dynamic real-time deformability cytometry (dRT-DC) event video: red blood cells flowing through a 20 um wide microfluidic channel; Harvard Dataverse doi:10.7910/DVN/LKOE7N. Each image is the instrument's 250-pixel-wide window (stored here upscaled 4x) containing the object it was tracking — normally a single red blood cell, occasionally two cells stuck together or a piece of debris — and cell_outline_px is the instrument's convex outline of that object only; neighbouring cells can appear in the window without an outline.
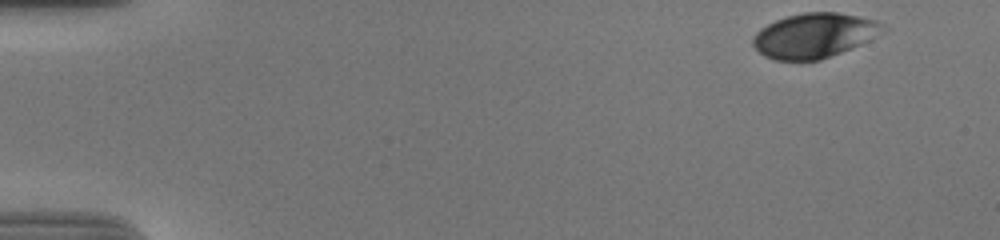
{"species": "human", "species_latin": "Homo sapiens", "temperature_condition": "cold", "stored_images_in_passage": 45, "camera_frame_rate_fps": 3000, "um_per_image_px": 0.085, "donor": {"sex": "male"}, "frame": {"image": 1, "passage_image": 1, "time_ms": 0.0, "image_size_px": [1000, 240], "cell_outline_px": [[880, 24], [860, 44], [820, 60], [776, 60], [764, 56], [752, 44], [752, 36], [760, 28], [776, 20], [788, 16], [804, 12], [836, 12], [876, 20]], "centroid_in_image_um": [69.02, 3.02], "position_along_channel_um": 16.0, "area_um2": 32.54}}
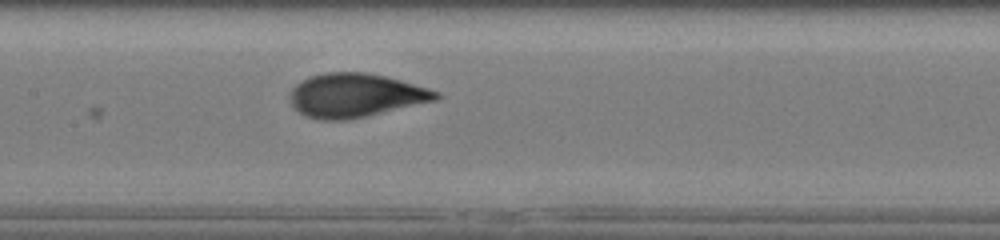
{"frame": {"image": 2, "passage_image": 25, "time_ms": 8.0, "image_size_px": [1000, 240], "cell_outline_px": [[440, 96], [436, 100], [364, 116], [344, 120], [320, 120], [304, 116], [292, 104], [288, 96], [292, 88], [300, 80], [308, 76], [328, 72], [364, 72], [384, 76], [400, 80], [428, 88], [440, 92]], "centroid_in_image_um": [30.16, 8.09], "position_along_channel_um": 177.2, "area_um2": 36.99}}
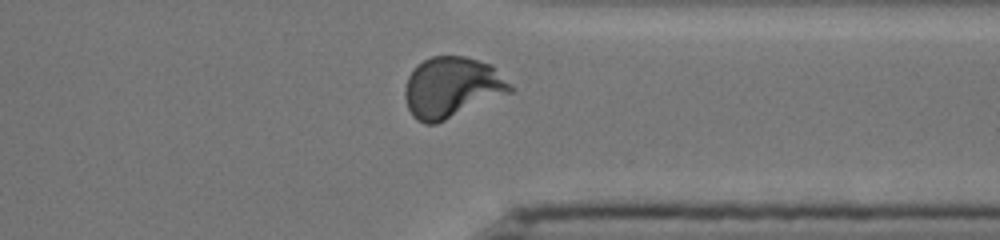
{"frame": {"image": 3, "passage_image": 41, "time_ms": 13.333, "image_size_px": [1000, 240], "cell_outline_px": [[512, 92], [436, 124], [424, 124], [416, 120], [412, 116], [408, 108], [404, 96], [404, 88], [408, 76], [416, 64], [432, 56], [464, 56], [492, 64], [512, 88]], "centroid_in_image_um": [38.36, 7.43], "position_along_channel_um": 373.0, "area_um2": 37.28}, "authors_computed_cell_mechanics": {"area_um2": 35.6626, "velocity_mm_per_s": 3.6862, "shape_relaxation_time_tau1_ms": 3.9018, "shape_relaxation_time_tau2_ms": null, "deformation_change_tau1": 0.1788, "deformation_change_tau2": null}}